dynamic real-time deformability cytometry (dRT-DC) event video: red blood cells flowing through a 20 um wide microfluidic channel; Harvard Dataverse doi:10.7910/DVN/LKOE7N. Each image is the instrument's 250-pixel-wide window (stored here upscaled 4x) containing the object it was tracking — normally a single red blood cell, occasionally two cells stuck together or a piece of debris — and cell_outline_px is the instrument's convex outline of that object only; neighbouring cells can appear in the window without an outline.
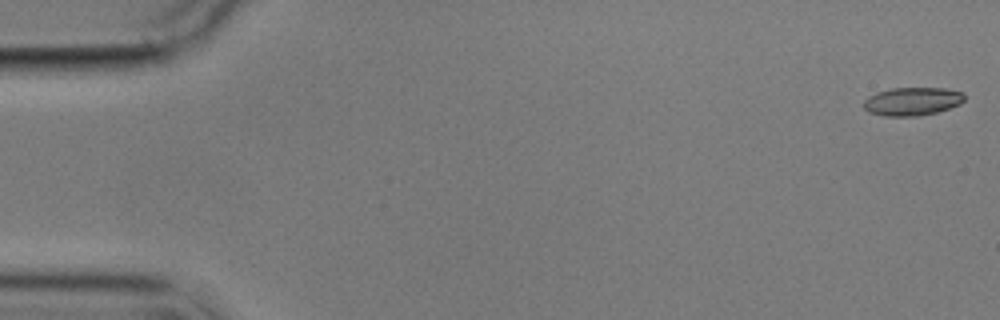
{"species": "common noctule bat (a hibernating species)", "species_latin": "Nyctalus noctula", "temperature_condition": "cold", "stored_images_in_passage": 7, "camera_frame_rate_fps": 3000, "um_per_image_px": 0.085, "animal": {"sex": "male", "body_mass_g": 17.9}, "frame": {"image": 1, "passage_image": 1, "time_ms": 0.0, "image_size_px": [1000, 320], "cell_outline_px": [[964, 100], [960, 104], [936, 112], [920, 116], [884, 116], [868, 112], [864, 108], [864, 100], [868, 96], [876, 92], [892, 88], [944, 88], [964, 92]], "centroid_in_image_um": [77.53, 8.61], "position_along_channel_um": 7.5, "area_um2": 16.65}}
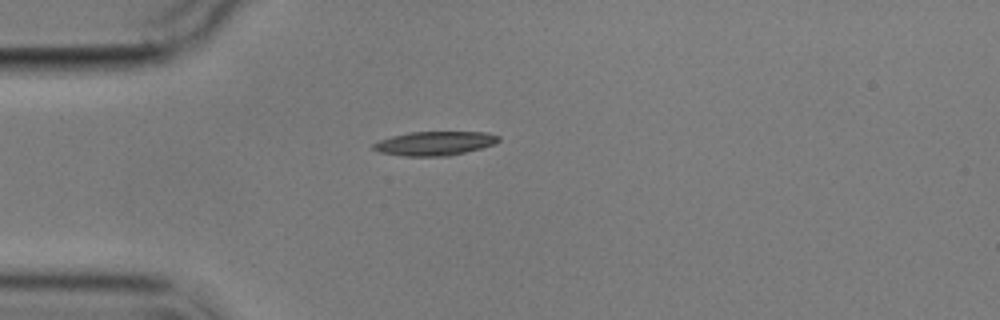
{"frame": {"image": 2, "passage_image": 5, "time_ms": 4.667, "image_size_px": [1000, 320], "cell_outline_px": [[500, 140], [496, 144], [448, 156], [404, 156], [380, 152], [372, 148], [372, 144], [380, 140], [392, 136], [408, 132], [488, 132], [500, 136]], "centroid_in_image_um": [36.97, 12.18], "position_along_channel_um": 48.0, "area_um2": 17.51}}
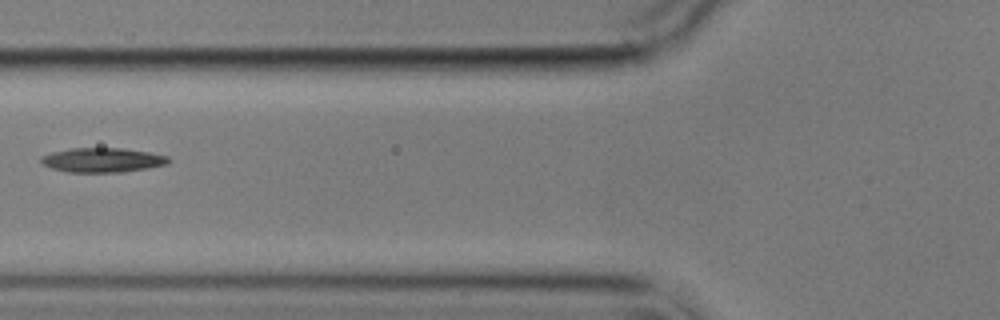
{"frame": {"image": 3, "passage_image": 7, "time_ms": 7.0, "image_size_px": [1000, 320], "cell_outline_px": [[172, 160], [168, 164], [148, 168], [124, 172], [68, 172], [52, 168], [44, 164], [40, 160], [40, 156], [52, 152], [72, 148], [124, 148], [148, 152], [168, 156]], "centroid_in_image_um": [8.74, 13.6], "position_along_channel_um": 117.1, "area_um2": 18.21}}